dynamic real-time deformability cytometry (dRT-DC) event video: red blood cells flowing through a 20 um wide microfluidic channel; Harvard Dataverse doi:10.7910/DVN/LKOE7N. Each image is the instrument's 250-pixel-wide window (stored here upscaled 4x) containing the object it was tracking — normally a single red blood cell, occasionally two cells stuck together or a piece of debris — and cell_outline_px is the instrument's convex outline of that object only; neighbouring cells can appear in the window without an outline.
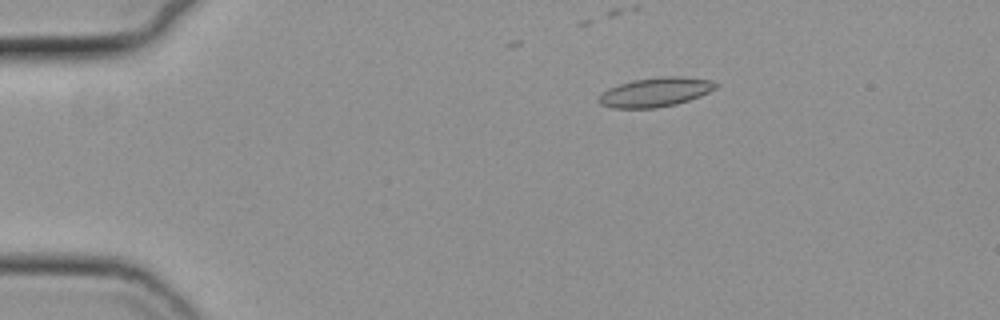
{"species": "common noctule bat (a hibernating species)", "species_latin": "Nyctalus noctula", "temperature_condition": "cold", "stored_images_in_passage": 18, "camera_frame_rate_fps": 3000, "um_per_image_px": 0.085, "animal": {"sex": "female", "body_mass_g": 19.3, "forearm_length_mm": 54.1}, "frame": {"image": 1, "passage_image": 7, "time_ms": 2.0, "image_size_px": [1000, 320], "cell_outline_px": [[720, 84], [716, 88], [700, 96], [676, 104], [656, 108], [612, 108], [600, 104], [596, 100], [608, 88], [632, 80], [660, 76], [680, 76], [712, 80]], "centroid_in_image_um": [55.72, 7.82], "position_along_channel_um": 29.3, "area_um2": 20.0}}
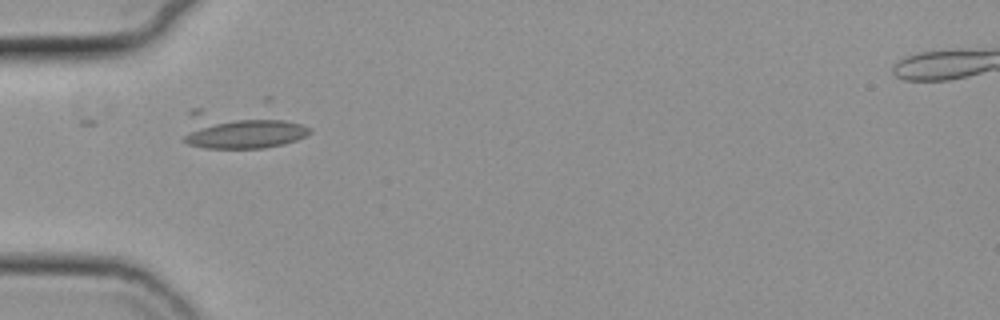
{"frame": {"image": 2, "passage_image": 15, "time_ms": 4.667, "image_size_px": [1000, 320], "cell_outline_px": [[312, 132], [308, 136], [284, 144], [264, 148], [204, 148], [188, 144], [180, 140], [188, 112], [192, 108], [200, 108], [272, 116], [300, 124], [312, 128]], "centroid_in_image_um": [20.3, 11.04], "position_along_channel_um": 64.7, "area_um2": 28.32}}
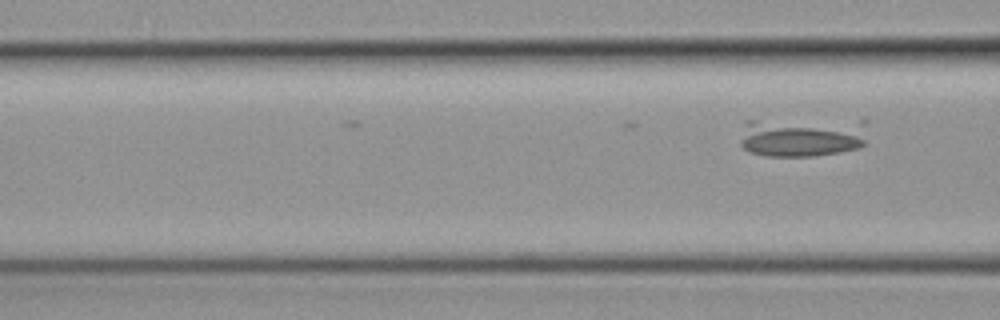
{"frame": {"image": 3, "passage_image": 18, "time_ms": 5.667, "image_size_px": [1000, 320], "cell_outline_px": [[864, 144], [860, 148], [840, 152], [816, 156], [764, 156], [748, 152], [740, 144], [740, 140], [744, 120], [756, 120], [856, 132], [864, 140]], "centroid_in_image_um": [67.62, 11.87], "position_along_channel_um": 99.0, "area_um2": 24.51}}